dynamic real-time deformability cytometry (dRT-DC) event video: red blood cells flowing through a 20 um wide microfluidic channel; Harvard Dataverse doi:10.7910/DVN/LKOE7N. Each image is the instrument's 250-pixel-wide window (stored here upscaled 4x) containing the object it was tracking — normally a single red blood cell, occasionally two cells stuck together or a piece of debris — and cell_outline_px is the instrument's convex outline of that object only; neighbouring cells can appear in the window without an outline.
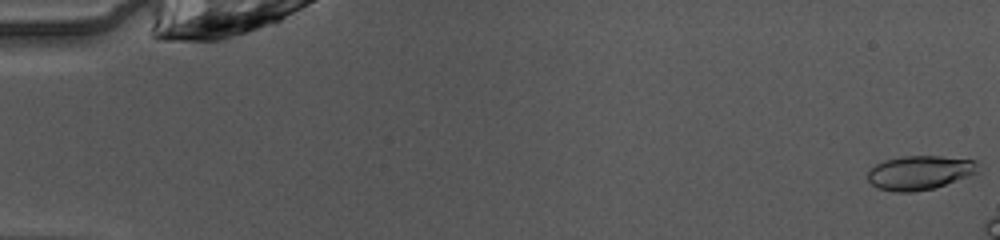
{"species": "common noctule bat (a hibernating species)", "species_latin": "Nyctalus noctula", "temperature_condition": "warm", "stored_images_in_passage": 19, "camera_frame_rate_fps": 3000, "um_per_image_px": 0.085, "animal": {"sex": "female", "body_mass_g": 10.0, "forearm_length_mm": 53.1}, "frame": {"image": 1, "passage_image": 1, "time_ms": 0.0, "image_size_px": [1000, 240], "cell_outline_px": [[980, 172], [932, 188], [912, 192], [892, 192], [876, 188], [868, 180], [868, 172], [876, 164], [884, 160], [904, 156], [940, 156], [976, 160]], "centroid_in_image_um": [78.16, 14.67], "position_along_channel_um": 6.8, "area_um2": 21.85}}